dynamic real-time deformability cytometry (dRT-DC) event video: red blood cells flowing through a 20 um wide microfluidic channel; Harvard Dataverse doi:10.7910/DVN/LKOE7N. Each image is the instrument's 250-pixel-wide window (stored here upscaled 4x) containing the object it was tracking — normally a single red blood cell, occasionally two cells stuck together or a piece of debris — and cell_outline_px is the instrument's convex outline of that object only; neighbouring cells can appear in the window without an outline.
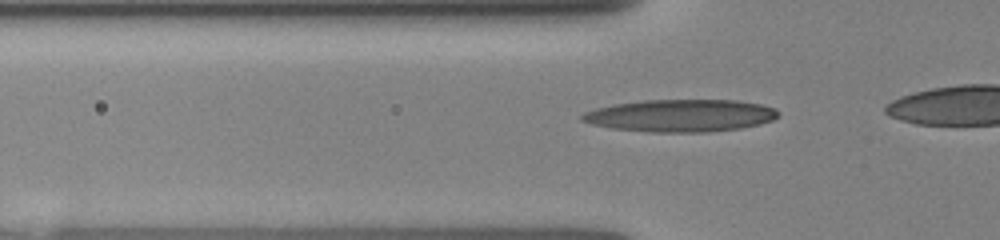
{"species": "human", "species_latin": "Homo sapiens", "temperature_condition": "room temperature", "stored_images_in_passage": 57, "camera_frame_rate_fps": 3000, "um_per_image_px": 0.085, "donor": {"sex": "female"}, "frame": {"image": 1, "passage_image": 14, "time_ms": 3.667, "image_size_px": [1000, 240], "cell_outline_px": [[780, 116], [772, 120], [760, 124], [740, 128], [708, 132], [648, 132], [612, 128], [592, 124], [580, 120], [580, 116], [584, 112], [596, 108], [616, 104], [644, 100], [736, 100], [760, 104], [776, 108], [780, 112]], "centroid_in_image_um": [57.87, 9.82], "position_along_channel_um": 67.9, "area_um2": 37.11}}
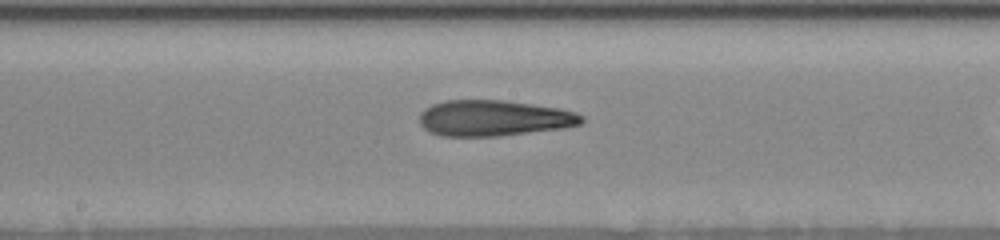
{"frame": {"image": 2, "passage_image": 32, "time_ms": 7.0, "image_size_px": [1000, 240], "cell_outline_px": [[584, 120], [580, 124], [564, 128], [500, 136], [440, 136], [428, 132], [420, 124], [420, 112], [424, 108], [432, 104], [444, 100], [500, 100], [532, 104], [560, 108], [576, 112], [584, 116]], "centroid_in_image_um": [41.96, 10.04], "position_along_channel_um": 206.2, "area_um2": 34.16}}
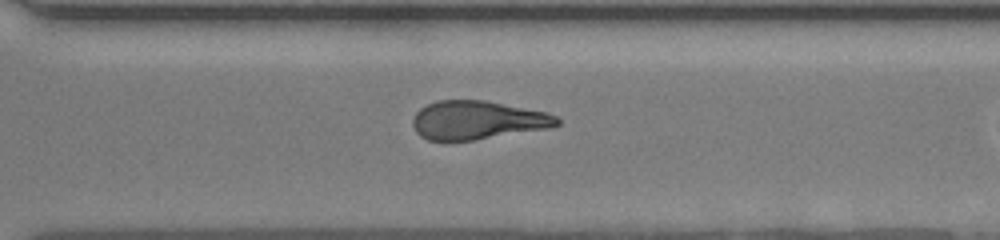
{"frame": {"image": 3, "passage_image": 54, "time_ms": 10.0, "image_size_px": [1000, 240], "cell_outline_px": [[560, 124], [552, 128], [472, 140], [444, 144], [428, 140], [420, 136], [416, 132], [412, 124], [412, 116], [420, 108], [436, 100], [484, 100], [548, 112], [556, 116], [560, 120]], "centroid_in_image_um": [40.54, 10.24], "position_along_channel_um": 330.1, "area_um2": 33.23}}